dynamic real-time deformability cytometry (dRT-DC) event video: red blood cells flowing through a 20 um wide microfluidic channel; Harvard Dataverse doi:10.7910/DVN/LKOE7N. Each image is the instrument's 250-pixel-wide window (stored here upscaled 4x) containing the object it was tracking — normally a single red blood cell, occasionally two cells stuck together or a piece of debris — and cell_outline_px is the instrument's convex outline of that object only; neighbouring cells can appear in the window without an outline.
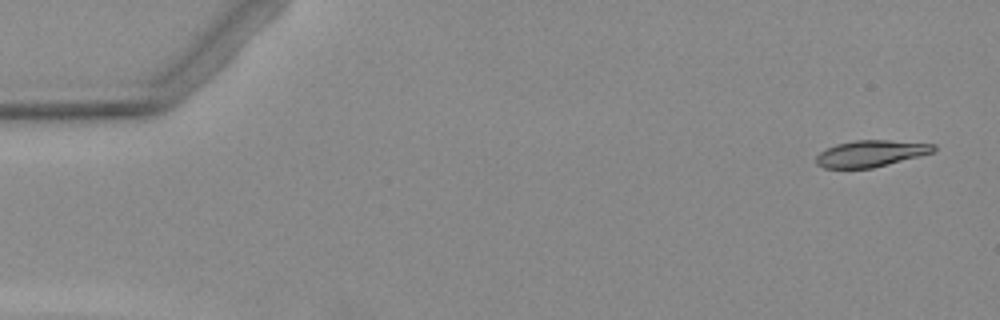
{"species": "Egyptian fruit bat (a non-hibernating species)", "species_latin": "Rousettus aegyptiacus", "temperature_condition": "warm", "stored_images_in_passage": 6, "camera_frame_rate_fps": 3000, "um_per_image_px": 0.085, "animal": {"sex": "female"}, "frame": {"image": 1, "passage_image": 1, "time_ms": 0.0, "image_size_px": [1000, 320], "cell_outline_px": [[936, 148], [932, 152], [920, 156], [872, 168], [824, 168], [816, 164], [816, 156], [820, 152], [836, 144], [856, 140], [888, 140], [936, 144]], "centroid_in_image_um": [74.01, 13.05], "position_along_channel_um": 11.0, "area_um2": 18.03}}
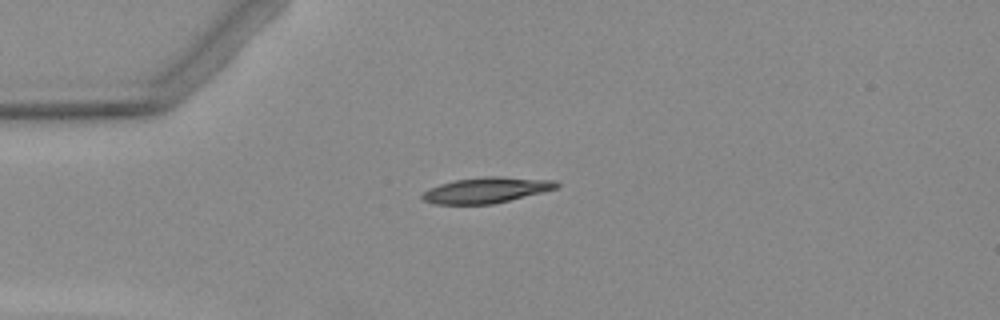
{"frame": {"image": 2, "passage_image": 4, "time_ms": 3.667, "image_size_px": [1000, 320], "cell_outline_px": [[560, 184], [556, 188], [492, 204], [436, 204], [424, 200], [420, 196], [424, 192], [440, 184], [456, 180], [488, 176], [500, 176], [556, 180]], "centroid_in_image_um": [41.35, 16.15], "position_along_channel_um": 43.7, "area_um2": 19.71}}
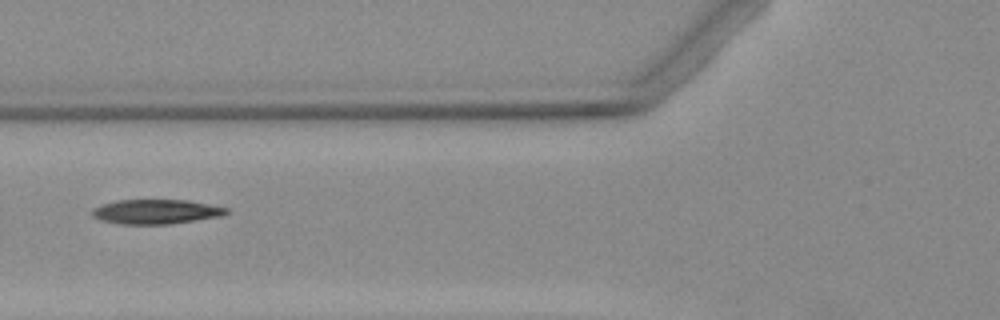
{"frame": {"image": 3, "passage_image": 6, "time_ms": 6.0, "image_size_px": [1000, 320], "cell_outline_px": [[228, 212], [224, 216], [168, 224], [120, 224], [100, 220], [92, 216], [92, 208], [116, 200], [188, 200], [228, 208]], "centroid_in_image_um": [13.26, 17.99], "position_along_channel_um": 112.5, "area_um2": 19.19}}